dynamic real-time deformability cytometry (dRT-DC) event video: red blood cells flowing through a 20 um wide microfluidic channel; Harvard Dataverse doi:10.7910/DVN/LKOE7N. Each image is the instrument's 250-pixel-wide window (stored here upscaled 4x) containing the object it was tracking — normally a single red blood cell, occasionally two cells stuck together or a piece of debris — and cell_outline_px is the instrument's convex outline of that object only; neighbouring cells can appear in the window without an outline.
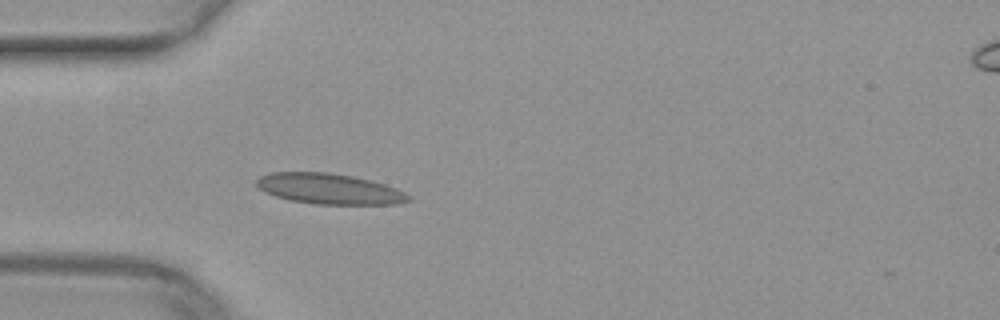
{"species": "common noctule bat (a hibernating species)", "species_latin": "Nyctalus noctula", "temperature_condition": "warm", "stored_images_in_passage": 36, "camera_frame_rate_fps": 3000, "um_per_image_px": 0.085, "animal": {"sex": "female", "body_mass_g": 29.2, "forearm_length_mm": 56.3}, "frame": {"image": 1, "passage_image": 1, "time_ms": 0.0, "image_size_px": [1000, 320], "cell_outline_px": [[412, 200], [396, 204], [316, 204], [288, 200], [264, 192], [256, 184], [256, 180], [260, 176], [268, 172], [328, 172], [352, 176], [372, 180], [396, 188], [412, 196]], "centroid_in_image_um": [27.99, 16.05], "position_along_channel_um": 57.0, "area_um2": 27.22}}
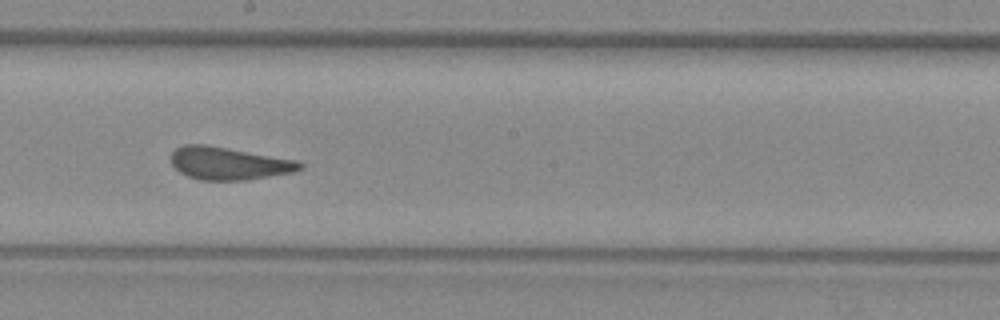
{"frame": {"image": 2, "passage_image": 14, "time_ms": 4.333, "image_size_px": [1000, 320], "cell_outline_px": [[304, 168], [292, 172], [248, 180], [200, 180], [188, 176], [180, 172], [172, 164], [172, 152], [176, 148], [184, 144], [204, 144], [300, 160], [304, 164]], "centroid_in_image_um": [19.49, 13.88], "position_along_channel_um": 228.7, "area_um2": 24.62}}
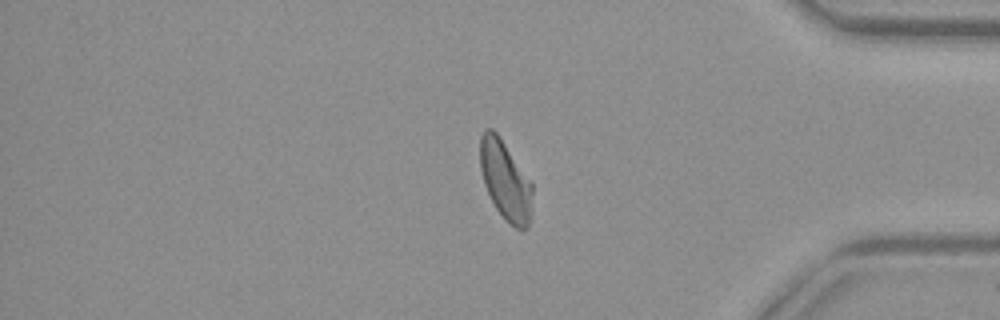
{"frame": {"image": 3, "passage_image": 28, "time_ms": 9.0, "image_size_px": [1000, 320], "cell_outline_px": [[532, 192], [528, 228], [524, 232], [516, 228], [504, 220], [496, 208], [484, 184], [480, 168], [480, 136], [484, 128], [492, 128], [496, 132], [532, 184]], "centroid_in_image_um": [42.93, 15.35], "position_along_channel_um": 392.3, "area_um2": 23.81}}